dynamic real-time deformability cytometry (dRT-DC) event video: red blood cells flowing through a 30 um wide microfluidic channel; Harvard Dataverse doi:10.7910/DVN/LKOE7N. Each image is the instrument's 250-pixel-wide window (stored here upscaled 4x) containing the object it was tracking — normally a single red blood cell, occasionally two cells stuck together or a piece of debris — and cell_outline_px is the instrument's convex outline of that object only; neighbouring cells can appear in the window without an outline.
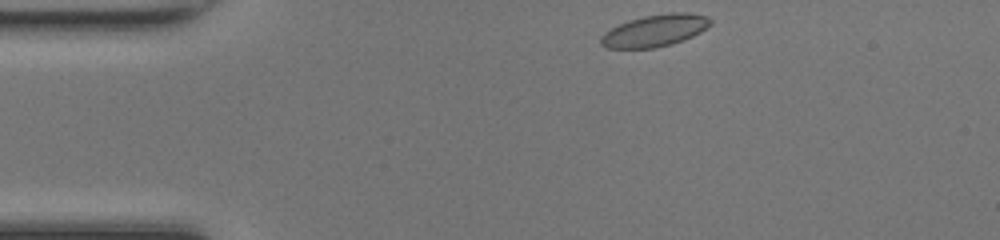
{"species": "common noctule bat (a hibernating species)", "species_latin": "Nyctalus noctula", "temperature_condition": "room temperature", "stored_images_in_passage": 41, "camera_frame_rate_fps": 3000, "um_per_image_px": 0.085, "animal": {"sex": "female", "body_mass_g": 17.0, "forearm_length_mm": 48.0}, "frame": {"image": 1, "passage_image": 1, "time_ms": 0.0, "image_size_px": [1000, 240], "cell_outline_px": [[712, 24], [700, 32], [692, 36], [672, 44], [652, 48], [608, 48], [600, 44], [600, 36], [604, 32], [628, 20], [644, 16], [668, 12], [688, 12], [708, 16], [712, 20]], "centroid_in_image_um": [55.68, 2.59], "position_along_channel_um": 29.3, "area_um2": 20.46}}
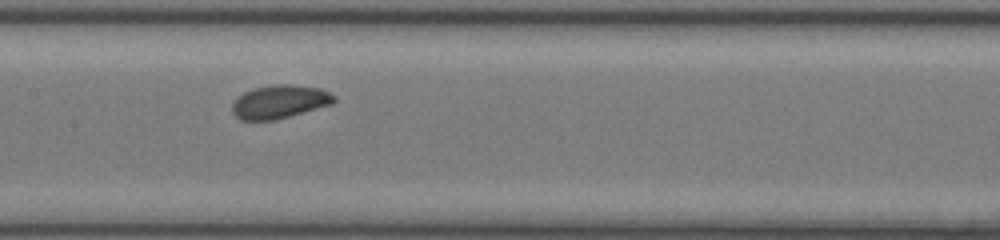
{"frame": {"image": 2, "passage_image": 16, "time_ms": 5.0, "image_size_px": [1000, 240], "cell_outline_px": [[336, 100], [332, 104], [276, 120], [240, 120], [232, 112], [232, 104], [236, 96], [244, 92], [256, 88], [276, 84], [292, 84], [320, 88], [336, 96]], "centroid_in_image_um": [23.76, 8.65], "position_along_channel_um": 183.6, "area_um2": 19.88}}
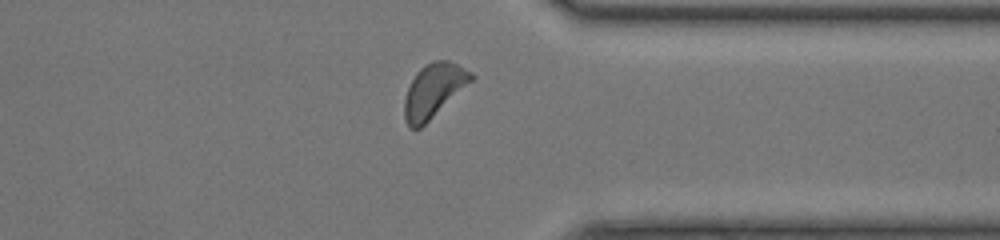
{"frame": {"image": 3, "passage_image": 30, "time_ms": 9.667, "image_size_px": [1000, 240], "cell_outline_px": [[476, 76], [472, 80], [420, 128], [408, 128], [404, 120], [404, 100], [408, 88], [416, 72], [420, 68], [436, 60], [448, 60], [472, 72]], "centroid_in_image_um": [36.83, 7.7], "position_along_channel_um": 374.6, "area_um2": 20.46}, "authors_computed_cell_mechanics": {"area_um2": 19.8832, "velocity_mm_per_s": 4.2151, "shape_relaxation_time_tau1_ms": 2.235, "shape_relaxation_time_tau2_ms": 2.4085, "deformation_change_tau1": 0.0779, "deformation_change_tau2": 0.0785}}